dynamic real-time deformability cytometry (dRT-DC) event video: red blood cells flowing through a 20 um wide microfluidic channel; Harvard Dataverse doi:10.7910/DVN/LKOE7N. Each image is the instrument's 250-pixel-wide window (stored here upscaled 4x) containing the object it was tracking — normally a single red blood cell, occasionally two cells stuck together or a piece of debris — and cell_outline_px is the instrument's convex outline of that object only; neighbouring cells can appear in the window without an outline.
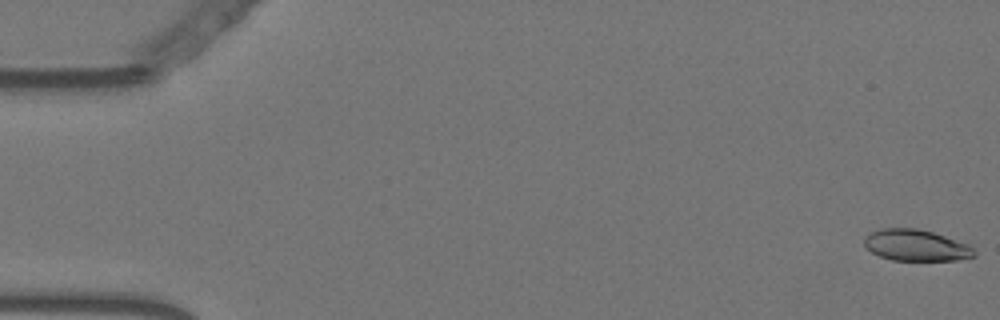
{"species": "Egyptian fruit bat (a non-hibernating species)", "species_latin": "Rousettus aegyptiacus", "temperature_condition": "warm", "stored_images_in_passage": 57, "camera_frame_rate_fps": 3000, "um_per_image_px": 0.085, "animal": {"sex": "female"}, "frame": {"image": 1, "passage_image": 1, "time_ms": 0.0, "image_size_px": [1000, 320], "cell_outline_px": [[976, 256], [956, 260], [892, 260], [880, 256], [872, 252], [864, 244], [864, 236], [868, 232], [880, 228], [916, 228], [932, 232], [968, 244], [976, 252]], "centroid_in_image_um": [77.83, 20.84], "position_along_channel_um": 7.2, "area_um2": 20.06}}
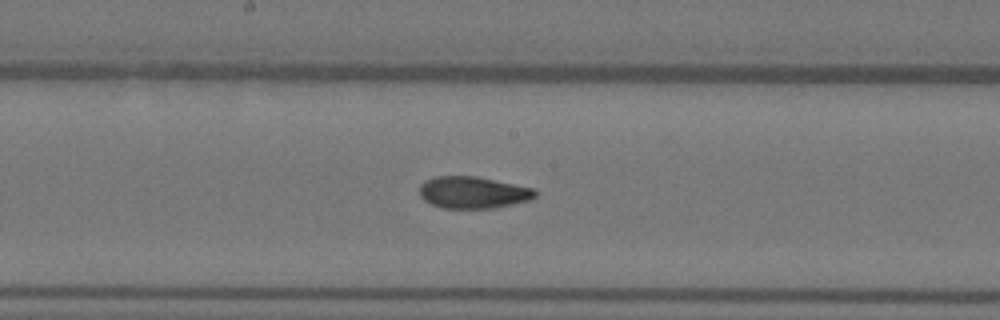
{"frame": {"image": 2, "passage_image": 30, "time_ms": 9.667, "image_size_px": [1000, 320], "cell_outline_px": [[536, 196], [532, 200], [492, 208], [440, 208], [424, 200], [420, 196], [420, 184], [424, 180], [436, 176], [476, 176], [532, 188], [536, 192]], "centroid_in_image_um": [40.18, 16.36], "position_along_channel_um": 208.0, "area_um2": 21.44}}
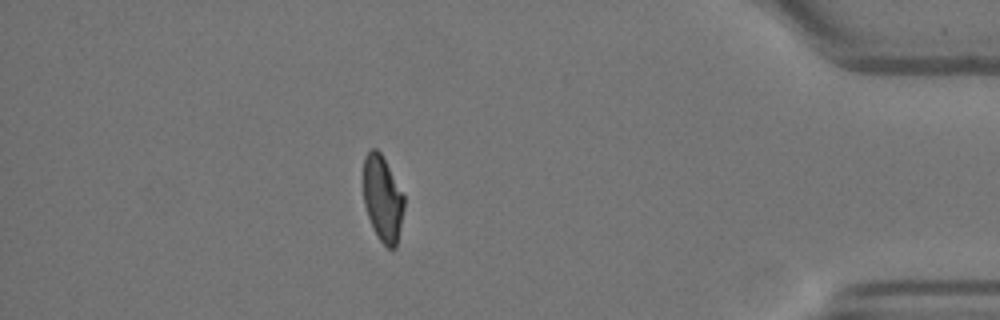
{"frame": {"image": 3, "passage_image": 50, "time_ms": 16.333, "image_size_px": [1000, 320], "cell_outline_px": [[404, 208], [396, 248], [388, 248], [380, 240], [368, 216], [364, 204], [364, 156], [372, 148], [376, 148], [380, 152], [404, 196]], "centroid_in_image_um": [32.52, 16.88], "position_along_channel_um": 402.7, "area_um2": 19.88}, "authors_computed_cell_mechanics": {"area_um2": 21.5016, "velocity_mm_per_s": 3.5745, "shape_relaxation_time_tau1_ms": 7.8027, "shape_relaxation_time_tau2_ms": 2.3132, "deformation_change_tau1": 0.237, "deformation_change_tau2": 0.0684}}